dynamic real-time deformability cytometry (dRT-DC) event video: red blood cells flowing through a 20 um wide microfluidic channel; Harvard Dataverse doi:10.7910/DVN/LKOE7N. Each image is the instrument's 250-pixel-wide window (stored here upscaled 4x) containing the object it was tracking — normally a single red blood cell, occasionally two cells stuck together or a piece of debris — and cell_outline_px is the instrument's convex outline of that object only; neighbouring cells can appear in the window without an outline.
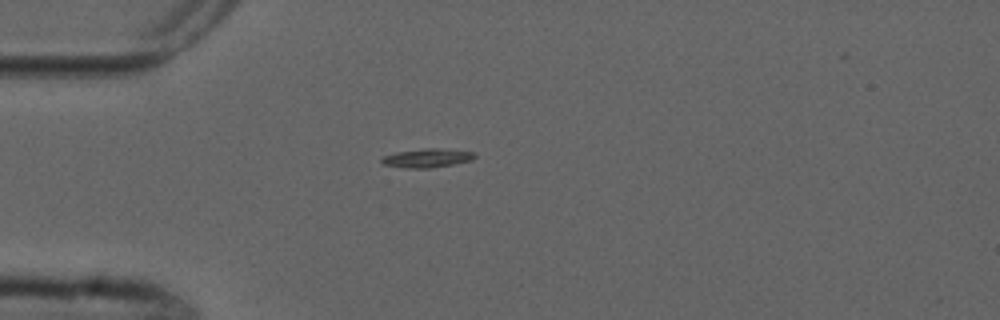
{"species": "common noctule bat (a hibernating species)", "species_latin": "Nyctalus noctula", "temperature_condition": "cold", "stored_images_in_passage": 6, "camera_frame_rate_fps": 3000, "um_per_image_px": 0.085, "animal": {"sex": "male", "forearm_length_mm": 52.5}, "frame": {"image": 1, "passage_image": 5, "time_ms": 4.667, "image_size_px": [1000, 320], "cell_outline_px": [[476, 156], [472, 160], [432, 168], [404, 168], [384, 164], [380, 160], [384, 156], [396, 152], [424, 148], [436, 148], [476, 152]], "centroid_in_image_um": [36.32, 13.43], "position_along_channel_um": 48.7, "area_um2": 10.17}}